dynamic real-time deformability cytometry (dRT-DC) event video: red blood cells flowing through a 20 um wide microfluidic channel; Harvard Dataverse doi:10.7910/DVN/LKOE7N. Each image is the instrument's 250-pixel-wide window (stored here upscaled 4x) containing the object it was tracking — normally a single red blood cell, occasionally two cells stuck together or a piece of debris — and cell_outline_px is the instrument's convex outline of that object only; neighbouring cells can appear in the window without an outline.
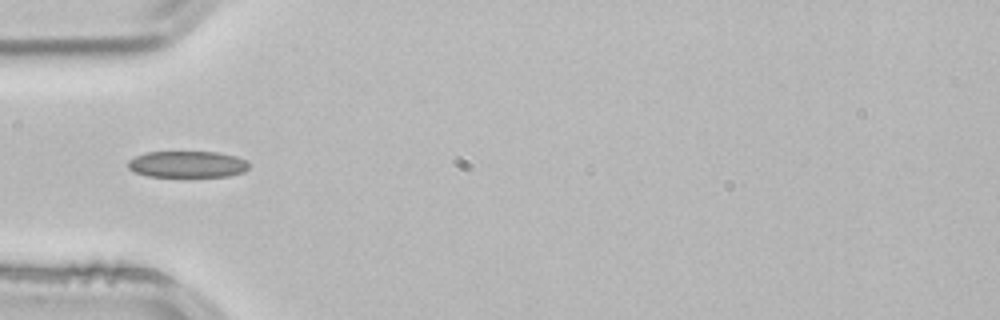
{"species": "common noctule bat (a hibernating species)", "species_latin": "Nyctalus noctula", "temperature_condition": "room temperature", "stored_images_in_passage": 1, "camera_frame_rate_fps": 3000, "um_per_image_px": 0.085, "animal": {"sex": "male", "body_mass_g": 21.5, "forearm_length_mm": 52.0}, "frame": {"image": 1, "passage_image": 1, "time_ms": 0.0, "image_size_px": [1000, 320], "cell_outline_px": [[248, 168], [244, 172], [228, 176], [148, 176], [136, 172], [128, 168], [128, 160], [144, 152], [220, 152], [236, 156], [248, 160]], "centroid_in_image_um": [15.95, 13.95], "position_along_channel_um": 69.1, "area_um2": 18.67}}